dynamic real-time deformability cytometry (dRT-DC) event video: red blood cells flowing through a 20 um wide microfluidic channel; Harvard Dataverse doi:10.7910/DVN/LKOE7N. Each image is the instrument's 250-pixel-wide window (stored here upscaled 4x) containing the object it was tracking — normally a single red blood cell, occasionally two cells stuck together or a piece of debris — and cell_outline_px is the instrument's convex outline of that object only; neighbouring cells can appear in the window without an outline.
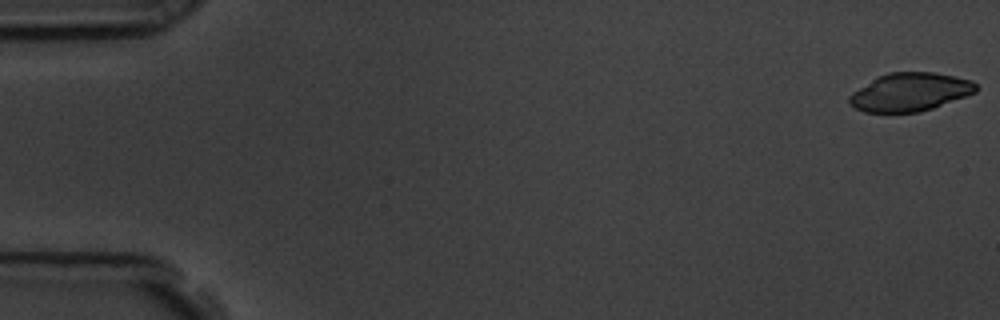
{"species": "common noctule bat (a hibernating species)", "species_latin": "Nyctalus noctula", "temperature_condition": "room temperature", "stored_images_in_passage": 56, "camera_frame_rate_fps": 3000, "um_per_image_px": 0.085, "animal": {"sex": "male", "body_mass_g": 19.5, "forearm_length_mm": 54.6}, "frame": {"image": 1, "passage_image": 1, "time_ms": 0.0, "image_size_px": [1000, 320], "cell_outline_px": [[980, 88], [976, 92], [932, 108], [920, 112], [864, 112], [856, 108], [848, 100], [848, 96], [852, 92], [876, 76], [888, 72], [932, 72], [972, 80]], "centroid_in_image_um": [77.34, 7.81], "position_along_channel_um": 7.7, "area_um2": 28.21}}